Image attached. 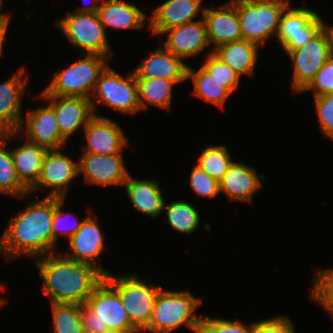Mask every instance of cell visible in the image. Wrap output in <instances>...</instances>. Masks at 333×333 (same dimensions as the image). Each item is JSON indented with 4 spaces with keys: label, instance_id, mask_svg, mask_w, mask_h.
<instances>
[{
    "label": "cell",
    "instance_id": "cell-1",
    "mask_svg": "<svg viewBox=\"0 0 333 333\" xmlns=\"http://www.w3.org/2000/svg\"><path fill=\"white\" fill-rule=\"evenodd\" d=\"M29 204L9 219L0 237L5 261L25 256L34 260L58 250L52 231L55 197L44 196Z\"/></svg>",
    "mask_w": 333,
    "mask_h": 333
},
{
    "label": "cell",
    "instance_id": "cell-2",
    "mask_svg": "<svg viewBox=\"0 0 333 333\" xmlns=\"http://www.w3.org/2000/svg\"><path fill=\"white\" fill-rule=\"evenodd\" d=\"M50 303L85 304L104 275L94 266L51 253L34 259Z\"/></svg>",
    "mask_w": 333,
    "mask_h": 333
},
{
    "label": "cell",
    "instance_id": "cell-3",
    "mask_svg": "<svg viewBox=\"0 0 333 333\" xmlns=\"http://www.w3.org/2000/svg\"><path fill=\"white\" fill-rule=\"evenodd\" d=\"M202 300L189 291H158L151 319L143 333H171L175 329L186 326L198 333L201 316L195 315Z\"/></svg>",
    "mask_w": 333,
    "mask_h": 333
},
{
    "label": "cell",
    "instance_id": "cell-4",
    "mask_svg": "<svg viewBox=\"0 0 333 333\" xmlns=\"http://www.w3.org/2000/svg\"><path fill=\"white\" fill-rule=\"evenodd\" d=\"M83 57L53 74V79L40 96H68L90 99L100 74L108 66L109 57L82 54Z\"/></svg>",
    "mask_w": 333,
    "mask_h": 333
},
{
    "label": "cell",
    "instance_id": "cell-5",
    "mask_svg": "<svg viewBox=\"0 0 333 333\" xmlns=\"http://www.w3.org/2000/svg\"><path fill=\"white\" fill-rule=\"evenodd\" d=\"M289 0H236L242 39L260 47L275 37Z\"/></svg>",
    "mask_w": 333,
    "mask_h": 333
},
{
    "label": "cell",
    "instance_id": "cell-6",
    "mask_svg": "<svg viewBox=\"0 0 333 333\" xmlns=\"http://www.w3.org/2000/svg\"><path fill=\"white\" fill-rule=\"evenodd\" d=\"M104 279L118 292L132 325L143 331L151 319L154 303L161 286H152L138 274L112 275Z\"/></svg>",
    "mask_w": 333,
    "mask_h": 333
},
{
    "label": "cell",
    "instance_id": "cell-7",
    "mask_svg": "<svg viewBox=\"0 0 333 333\" xmlns=\"http://www.w3.org/2000/svg\"><path fill=\"white\" fill-rule=\"evenodd\" d=\"M55 27L73 47L80 48L81 57L82 54H98L110 59L113 56L98 13L67 11L66 16L55 21Z\"/></svg>",
    "mask_w": 333,
    "mask_h": 333
},
{
    "label": "cell",
    "instance_id": "cell-8",
    "mask_svg": "<svg viewBox=\"0 0 333 333\" xmlns=\"http://www.w3.org/2000/svg\"><path fill=\"white\" fill-rule=\"evenodd\" d=\"M110 67L108 65L100 74L90 98L94 115L98 116L97 103L122 114L140 112L138 87L133 70L124 77Z\"/></svg>",
    "mask_w": 333,
    "mask_h": 333
},
{
    "label": "cell",
    "instance_id": "cell-9",
    "mask_svg": "<svg viewBox=\"0 0 333 333\" xmlns=\"http://www.w3.org/2000/svg\"><path fill=\"white\" fill-rule=\"evenodd\" d=\"M292 61L291 90L301 93L331 57L326 33L321 29L305 45L286 52Z\"/></svg>",
    "mask_w": 333,
    "mask_h": 333
},
{
    "label": "cell",
    "instance_id": "cell-10",
    "mask_svg": "<svg viewBox=\"0 0 333 333\" xmlns=\"http://www.w3.org/2000/svg\"><path fill=\"white\" fill-rule=\"evenodd\" d=\"M323 19L314 9L306 6L285 9L280 18L277 40L285 52L305 45L321 29Z\"/></svg>",
    "mask_w": 333,
    "mask_h": 333
},
{
    "label": "cell",
    "instance_id": "cell-11",
    "mask_svg": "<svg viewBox=\"0 0 333 333\" xmlns=\"http://www.w3.org/2000/svg\"><path fill=\"white\" fill-rule=\"evenodd\" d=\"M63 151V152H61ZM64 153V149L48 150L45 155L42 172L37 184L29 191L35 194L42 188L50 189L46 196L64 198L70 189L72 180L78 177L77 162Z\"/></svg>",
    "mask_w": 333,
    "mask_h": 333
},
{
    "label": "cell",
    "instance_id": "cell-12",
    "mask_svg": "<svg viewBox=\"0 0 333 333\" xmlns=\"http://www.w3.org/2000/svg\"><path fill=\"white\" fill-rule=\"evenodd\" d=\"M85 305L95 313L96 318L108 326L109 333L136 329L127 315L118 292L105 279L94 288Z\"/></svg>",
    "mask_w": 333,
    "mask_h": 333
},
{
    "label": "cell",
    "instance_id": "cell-13",
    "mask_svg": "<svg viewBox=\"0 0 333 333\" xmlns=\"http://www.w3.org/2000/svg\"><path fill=\"white\" fill-rule=\"evenodd\" d=\"M122 153L93 154L83 153L78 160L79 175L90 185L123 186L130 172L125 167Z\"/></svg>",
    "mask_w": 333,
    "mask_h": 333
},
{
    "label": "cell",
    "instance_id": "cell-14",
    "mask_svg": "<svg viewBox=\"0 0 333 333\" xmlns=\"http://www.w3.org/2000/svg\"><path fill=\"white\" fill-rule=\"evenodd\" d=\"M46 105L26 110V122L21 121L17 132L26 140L48 150L62 149L68 141L59 132L53 107L48 103Z\"/></svg>",
    "mask_w": 333,
    "mask_h": 333
},
{
    "label": "cell",
    "instance_id": "cell-15",
    "mask_svg": "<svg viewBox=\"0 0 333 333\" xmlns=\"http://www.w3.org/2000/svg\"><path fill=\"white\" fill-rule=\"evenodd\" d=\"M82 131L87 141L82 153H122L130 140L118 123L102 115H94Z\"/></svg>",
    "mask_w": 333,
    "mask_h": 333
},
{
    "label": "cell",
    "instance_id": "cell-16",
    "mask_svg": "<svg viewBox=\"0 0 333 333\" xmlns=\"http://www.w3.org/2000/svg\"><path fill=\"white\" fill-rule=\"evenodd\" d=\"M25 66L17 70L11 78L0 83V135L16 132L22 117V97L28 86Z\"/></svg>",
    "mask_w": 333,
    "mask_h": 333
},
{
    "label": "cell",
    "instance_id": "cell-17",
    "mask_svg": "<svg viewBox=\"0 0 333 333\" xmlns=\"http://www.w3.org/2000/svg\"><path fill=\"white\" fill-rule=\"evenodd\" d=\"M47 101L54 110L59 132L67 141L76 131L86 128L89 120L94 116L91 101L83 97L68 96H40Z\"/></svg>",
    "mask_w": 333,
    "mask_h": 333
},
{
    "label": "cell",
    "instance_id": "cell-18",
    "mask_svg": "<svg viewBox=\"0 0 333 333\" xmlns=\"http://www.w3.org/2000/svg\"><path fill=\"white\" fill-rule=\"evenodd\" d=\"M202 17L206 24L209 45L215 48L242 39L238 19L236 0H231L219 7L205 8Z\"/></svg>",
    "mask_w": 333,
    "mask_h": 333
},
{
    "label": "cell",
    "instance_id": "cell-19",
    "mask_svg": "<svg viewBox=\"0 0 333 333\" xmlns=\"http://www.w3.org/2000/svg\"><path fill=\"white\" fill-rule=\"evenodd\" d=\"M86 216L81 227L69 239L71 252L63 254L65 257L94 266L104 276L110 271L102 268L96 258L101 256L105 250L104 235L95 220L90 214Z\"/></svg>",
    "mask_w": 333,
    "mask_h": 333
},
{
    "label": "cell",
    "instance_id": "cell-20",
    "mask_svg": "<svg viewBox=\"0 0 333 333\" xmlns=\"http://www.w3.org/2000/svg\"><path fill=\"white\" fill-rule=\"evenodd\" d=\"M166 34L167 38L163 47L182 60L195 57L210 46L203 17L165 30L160 35Z\"/></svg>",
    "mask_w": 333,
    "mask_h": 333
},
{
    "label": "cell",
    "instance_id": "cell-21",
    "mask_svg": "<svg viewBox=\"0 0 333 333\" xmlns=\"http://www.w3.org/2000/svg\"><path fill=\"white\" fill-rule=\"evenodd\" d=\"M203 0H166L157 6L149 17L147 28L153 35L168 29L196 21L194 18L204 10Z\"/></svg>",
    "mask_w": 333,
    "mask_h": 333
},
{
    "label": "cell",
    "instance_id": "cell-22",
    "mask_svg": "<svg viewBox=\"0 0 333 333\" xmlns=\"http://www.w3.org/2000/svg\"><path fill=\"white\" fill-rule=\"evenodd\" d=\"M264 175L256 173V169L241 162H232L228 171L219 181V191L230 201L251 203L255 193L262 186Z\"/></svg>",
    "mask_w": 333,
    "mask_h": 333
},
{
    "label": "cell",
    "instance_id": "cell-23",
    "mask_svg": "<svg viewBox=\"0 0 333 333\" xmlns=\"http://www.w3.org/2000/svg\"><path fill=\"white\" fill-rule=\"evenodd\" d=\"M188 65L164 47H157L137 67L135 79H167L184 82L187 79Z\"/></svg>",
    "mask_w": 333,
    "mask_h": 333
},
{
    "label": "cell",
    "instance_id": "cell-24",
    "mask_svg": "<svg viewBox=\"0 0 333 333\" xmlns=\"http://www.w3.org/2000/svg\"><path fill=\"white\" fill-rule=\"evenodd\" d=\"M14 137L24 140L22 145L10 149V151L17 176L30 191L40 179L43 161L48 149L26 140L17 131L10 133V138Z\"/></svg>",
    "mask_w": 333,
    "mask_h": 333
},
{
    "label": "cell",
    "instance_id": "cell-25",
    "mask_svg": "<svg viewBox=\"0 0 333 333\" xmlns=\"http://www.w3.org/2000/svg\"><path fill=\"white\" fill-rule=\"evenodd\" d=\"M123 187L136 211L152 218L163 213L165 201L157 179L140 180L129 174Z\"/></svg>",
    "mask_w": 333,
    "mask_h": 333
},
{
    "label": "cell",
    "instance_id": "cell-26",
    "mask_svg": "<svg viewBox=\"0 0 333 333\" xmlns=\"http://www.w3.org/2000/svg\"><path fill=\"white\" fill-rule=\"evenodd\" d=\"M98 16L103 27L128 30L140 29L146 26L145 20L148 16L139 7L122 0H110L98 8Z\"/></svg>",
    "mask_w": 333,
    "mask_h": 333
},
{
    "label": "cell",
    "instance_id": "cell-27",
    "mask_svg": "<svg viewBox=\"0 0 333 333\" xmlns=\"http://www.w3.org/2000/svg\"><path fill=\"white\" fill-rule=\"evenodd\" d=\"M259 49L258 44L241 39L215 48L213 54L241 77L254 73Z\"/></svg>",
    "mask_w": 333,
    "mask_h": 333
},
{
    "label": "cell",
    "instance_id": "cell-28",
    "mask_svg": "<svg viewBox=\"0 0 333 333\" xmlns=\"http://www.w3.org/2000/svg\"><path fill=\"white\" fill-rule=\"evenodd\" d=\"M136 82L141 111L148 108L147 104L169 110L173 87L175 84L181 83L167 79H136Z\"/></svg>",
    "mask_w": 333,
    "mask_h": 333
},
{
    "label": "cell",
    "instance_id": "cell-29",
    "mask_svg": "<svg viewBox=\"0 0 333 333\" xmlns=\"http://www.w3.org/2000/svg\"><path fill=\"white\" fill-rule=\"evenodd\" d=\"M191 78L194 90L193 94L205 102L216 105L219 109L223 108L231 93L222 86V83L212 78L202 66L196 71L188 65L187 79Z\"/></svg>",
    "mask_w": 333,
    "mask_h": 333
},
{
    "label": "cell",
    "instance_id": "cell-30",
    "mask_svg": "<svg viewBox=\"0 0 333 333\" xmlns=\"http://www.w3.org/2000/svg\"><path fill=\"white\" fill-rule=\"evenodd\" d=\"M10 133L0 135V193L15 198L28 197L29 190L20 182L11 156V151L6 147Z\"/></svg>",
    "mask_w": 333,
    "mask_h": 333
},
{
    "label": "cell",
    "instance_id": "cell-31",
    "mask_svg": "<svg viewBox=\"0 0 333 333\" xmlns=\"http://www.w3.org/2000/svg\"><path fill=\"white\" fill-rule=\"evenodd\" d=\"M169 226L182 234L191 235L198 229L200 224L199 211L185 200H173L169 204H164L163 208Z\"/></svg>",
    "mask_w": 333,
    "mask_h": 333
},
{
    "label": "cell",
    "instance_id": "cell-32",
    "mask_svg": "<svg viewBox=\"0 0 333 333\" xmlns=\"http://www.w3.org/2000/svg\"><path fill=\"white\" fill-rule=\"evenodd\" d=\"M197 161L196 165L218 182L233 162L227 147L224 145L201 148V154Z\"/></svg>",
    "mask_w": 333,
    "mask_h": 333
},
{
    "label": "cell",
    "instance_id": "cell-33",
    "mask_svg": "<svg viewBox=\"0 0 333 333\" xmlns=\"http://www.w3.org/2000/svg\"><path fill=\"white\" fill-rule=\"evenodd\" d=\"M54 333H84L81 305L51 303Z\"/></svg>",
    "mask_w": 333,
    "mask_h": 333
},
{
    "label": "cell",
    "instance_id": "cell-34",
    "mask_svg": "<svg viewBox=\"0 0 333 333\" xmlns=\"http://www.w3.org/2000/svg\"><path fill=\"white\" fill-rule=\"evenodd\" d=\"M313 274L311 298L333 318V269L317 268Z\"/></svg>",
    "mask_w": 333,
    "mask_h": 333
},
{
    "label": "cell",
    "instance_id": "cell-35",
    "mask_svg": "<svg viewBox=\"0 0 333 333\" xmlns=\"http://www.w3.org/2000/svg\"><path fill=\"white\" fill-rule=\"evenodd\" d=\"M203 64L201 65L204 70L218 82L222 83L231 94L236 91L239 86L241 77L232 70L227 64L218 59L213 51L210 49L208 54L206 53Z\"/></svg>",
    "mask_w": 333,
    "mask_h": 333
},
{
    "label": "cell",
    "instance_id": "cell-36",
    "mask_svg": "<svg viewBox=\"0 0 333 333\" xmlns=\"http://www.w3.org/2000/svg\"><path fill=\"white\" fill-rule=\"evenodd\" d=\"M252 329L253 323L247 325L240 320L202 316L198 333H252Z\"/></svg>",
    "mask_w": 333,
    "mask_h": 333
},
{
    "label": "cell",
    "instance_id": "cell-37",
    "mask_svg": "<svg viewBox=\"0 0 333 333\" xmlns=\"http://www.w3.org/2000/svg\"><path fill=\"white\" fill-rule=\"evenodd\" d=\"M64 204V198L55 197V210L52 220V231H53V239L58 243L59 242V235H67L68 240L78 231V229L81 227L83 221L85 218H83L81 221H79L75 217V224H70L68 226V216L72 219L74 217L72 213L66 212L62 210V206ZM74 220V219H73ZM71 221V220H70ZM68 226V227H67ZM59 234V235H58Z\"/></svg>",
    "mask_w": 333,
    "mask_h": 333
},
{
    "label": "cell",
    "instance_id": "cell-38",
    "mask_svg": "<svg viewBox=\"0 0 333 333\" xmlns=\"http://www.w3.org/2000/svg\"><path fill=\"white\" fill-rule=\"evenodd\" d=\"M190 187L193 192L203 198H215L219 193V182L213 179L208 173L199 168L193 167L190 173Z\"/></svg>",
    "mask_w": 333,
    "mask_h": 333
},
{
    "label": "cell",
    "instance_id": "cell-39",
    "mask_svg": "<svg viewBox=\"0 0 333 333\" xmlns=\"http://www.w3.org/2000/svg\"><path fill=\"white\" fill-rule=\"evenodd\" d=\"M314 104L322 134L333 140V94L315 96Z\"/></svg>",
    "mask_w": 333,
    "mask_h": 333
},
{
    "label": "cell",
    "instance_id": "cell-40",
    "mask_svg": "<svg viewBox=\"0 0 333 333\" xmlns=\"http://www.w3.org/2000/svg\"><path fill=\"white\" fill-rule=\"evenodd\" d=\"M311 91L313 96L333 94V57H330L312 82L301 92Z\"/></svg>",
    "mask_w": 333,
    "mask_h": 333
},
{
    "label": "cell",
    "instance_id": "cell-41",
    "mask_svg": "<svg viewBox=\"0 0 333 333\" xmlns=\"http://www.w3.org/2000/svg\"><path fill=\"white\" fill-rule=\"evenodd\" d=\"M293 322L288 316L277 315L253 322L252 333H295Z\"/></svg>",
    "mask_w": 333,
    "mask_h": 333
},
{
    "label": "cell",
    "instance_id": "cell-42",
    "mask_svg": "<svg viewBox=\"0 0 333 333\" xmlns=\"http://www.w3.org/2000/svg\"><path fill=\"white\" fill-rule=\"evenodd\" d=\"M81 315L84 333H109L108 326L96 318L85 304L81 305Z\"/></svg>",
    "mask_w": 333,
    "mask_h": 333
},
{
    "label": "cell",
    "instance_id": "cell-43",
    "mask_svg": "<svg viewBox=\"0 0 333 333\" xmlns=\"http://www.w3.org/2000/svg\"><path fill=\"white\" fill-rule=\"evenodd\" d=\"M89 1L90 3H88L87 6H79L74 12L97 13L99 6L110 0H89Z\"/></svg>",
    "mask_w": 333,
    "mask_h": 333
},
{
    "label": "cell",
    "instance_id": "cell-44",
    "mask_svg": "<svg viewBox=\"0 0 333 333\" xmlns=\"http://www.w3.org/2000/svg\"><path fill=\"white\" fill-rule=\"evenodd\" d=\"M10 15L8 14L5 18L0 20V56L3 55V45L6 39V32L9 27Z\"/></svg>",
    "mask_w": 333,
    "mask_h": 333
},
{
    "label": "cell",
    "instance_id": "cell-45",
    "mask_svg": "<svg viewBox=\"0 0 333 333\" xmlns=\"http://www.w3.org/2000/svg\"><path fill=\"white\" fill-rule=\"evenodd\" d=\"M322 29L324 30V32L327 35L330 56L333 57V26H329L328 24L324 23V21H323Z\"/></svg>",
    "mask_w": 333,
    "mask_h": 333
},
{
    "label": "cell",
    "instance_id": "cell-46",
    "mask_svg": "<svg viewBox=\"0 0 333 333\" xmlns=\"http://www.w3.org/2000/svg\"><path fill=\"white\" fill-rule=\"evenodd\" d=\"M4 5V2H3V0H0V20L2 19V18H5L8 14H6V13H3V12H1V8H3L2 6Z\"/></svg>",
    "mask_w": 333,
    "mask_h": 333
},
{
    "label": "cell",
    "instance_id": "cell-47",
    "mask_svg": "<svg viewBox=\"0 0 333 333\" xmlns=\"http://www.w3.org/2000/svg\"><path fill=\"white\" fill-rule=\"evenodd\" d=\"M143 331L139 330V329H134V330H128L125 332H116V333H142Z\"/></svg>",
    "mask_w": 333,
    "mask_h": 333
},
{
    "label": "cell",
    "instance_id": "cell-48",
    "mask_svg": "<svg viewBox=\"0 0 333 333\" xmlns=\"http://www.w3.org/2000/svg\"><path fill=\"white\" fill-rule=\"evenodd\" d=\"M5 290L6 289H5L4 285H2V283L0 282V293H3V291H5ZM0 299H4V298L0 297Z\"/></svg>",
    "mask_w": 333,
    "mask_h": 333
},
{
    "label": "cell",
    "instance_id": "cell-49",
    "mask_svg": "<svg viewBox=\"0 0 333 333\" xmlns=\"http://www.w3.org/2000/svg\"><path fill=\"white\" fill-rule=\"evenodd\" d=\"M5 302H6L5 299H0V308L5 304Z\"/></svg>",
    "mask_w": 333,
    "mask_h": 333
}]
</instances>
